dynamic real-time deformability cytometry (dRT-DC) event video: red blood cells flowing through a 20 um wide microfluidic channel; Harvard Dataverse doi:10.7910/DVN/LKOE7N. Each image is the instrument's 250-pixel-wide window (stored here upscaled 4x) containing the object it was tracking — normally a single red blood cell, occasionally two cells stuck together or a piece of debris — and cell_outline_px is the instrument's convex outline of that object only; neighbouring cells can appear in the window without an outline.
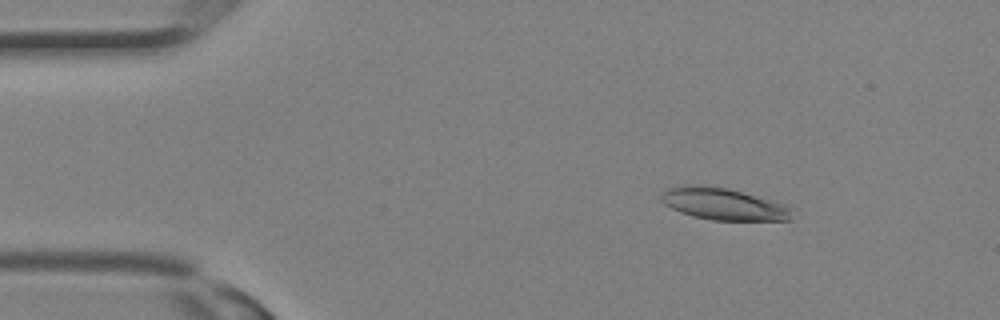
{"species": "Egyptian fruit bat (a non-hibernating species)", "species_latin": "Rousettus aegyptiacus", "temperature_condition": "room temperature", "stored_images_in_passage": 30, "camera_frame_rate_fps": 3000, "um_per_image_px": 0.085, "animal": {"sex": "female"}, "frame": {"image": 1, "passage_image": 4, "time_ms": 1.0, "image_size_px": [1000, 320], "cell_outline_px": [[792, 220], [712, 220], [692, 216], [680, 212], [664, 204], [660, 200], [660, 192], [664, 188], [684, 184], [696, 184], [728, 188], [776, 200], [788, 208]], "centroid_in_image_um": [61.4, 17.31], "position_along_channel_um": 23.6, "area_um2": 24.62}}
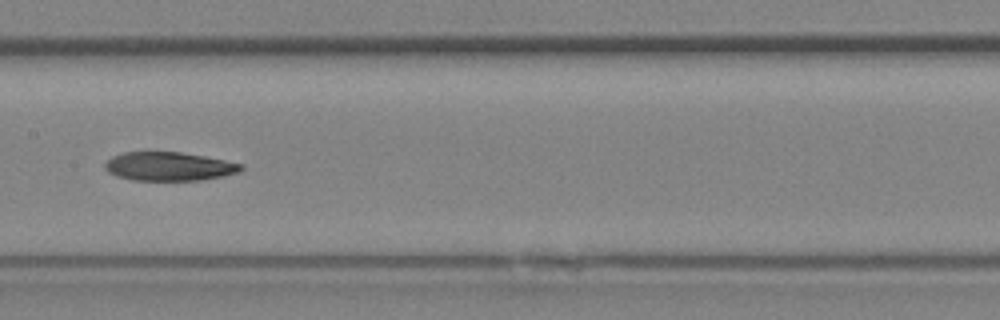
{"frame": {"image": 2, "passage_image": 15, "time_ms": 4.667, "image_size_px": [1000, 320], "cell_outline_px": [[244, 168], [240, 172], [224, 176], [200, 180], [132, 180], [116, 176], [108, 172], [104, 168], [104, 164], [112, 156], [124, 152], [180, 152], [204, 156], [244, 164]], "centroid_in_image_um": [14.37, 14.15], "position_along_channel_um": 193.0, "area_um2": 22.83}}
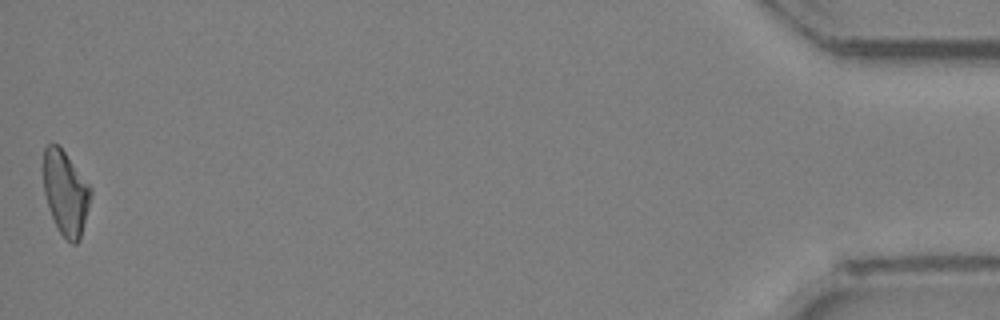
{"frame": {"image": 3, "passage_image": 30, "time_ms": 9.667, "image_size_px": [1000, 320], "cell_outline_px": [[92, 192], [80, 240], [76, 244], [72, 244], [60, 232], [52, 216], [44, 192], [44, 148], [48, 144], [56, 144], [64, 152], [92, 188]], "centroid_in_image_um": [5.59, 16.41], "position_along_channel_um": 429.6, "area_um2": 22.66}}